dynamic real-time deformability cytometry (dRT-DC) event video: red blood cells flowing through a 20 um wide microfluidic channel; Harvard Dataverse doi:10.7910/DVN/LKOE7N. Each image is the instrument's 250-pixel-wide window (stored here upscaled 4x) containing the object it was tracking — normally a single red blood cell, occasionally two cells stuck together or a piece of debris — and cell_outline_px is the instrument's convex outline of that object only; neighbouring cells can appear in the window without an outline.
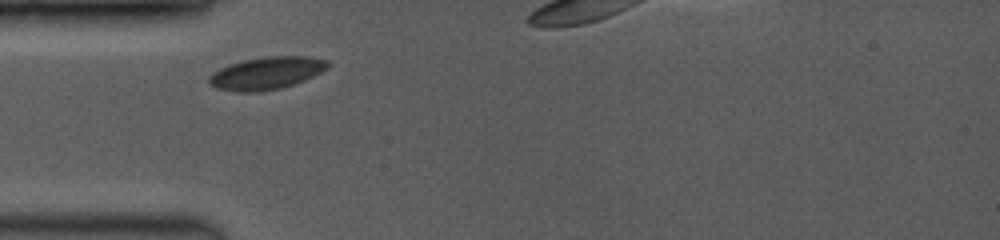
{"species": "common noctule bat (a hibernating species)", "species_latin": "Nyctalus noctula", "temperature_condition": "room temperature", "stored_images_in_passage": 8, "segment_of_instrument_passage": [1, 2], "camera_frame_rate_fps": 3500, "um_per_image_px": 0.085, "animal": {"sex": "female", "body_mass_g": 19.0, "forearm_length_mm": 53.3}, "frame": {"image": 1, "passage_image": 1, "time_ms": 0.0, "image_size_px": [1000, 240], "cell_outline_px": [[332, 64], [328, 68], [304, 80], [280, 88], [256, 92], [236, 92], [216, 88], [208, 84], [208, 76], [212, 72], [220, 68], [244, 60], [268, 56], [304, 56], [328, 60]], "centroid_in_image_um": [22.63, 6.22], "position_along_channel_um": 62.4, "area_um2": 22.43}}
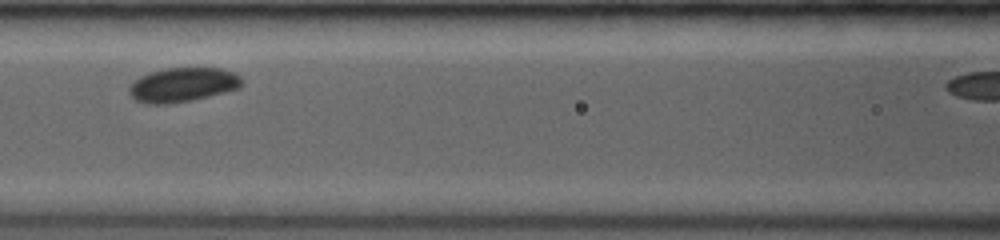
{"frame": {"image": 2, "passage_image": 4, "time_ms": 2.286, "image_size_px": [1000, 240], "cell_outline_px": [[244, 84], [240, 88], [192, 100], [168, 104], [148, 104], [136, 100], [128, 92], [128, 88], [140, 76], [164, 68], [220, 68], [232, 72], [240, 76], [244, 80]], "centroid_in_image_um": [15.56, 7.21], "position_along_channel_um": 151.0, "area_um2": 22.48}}
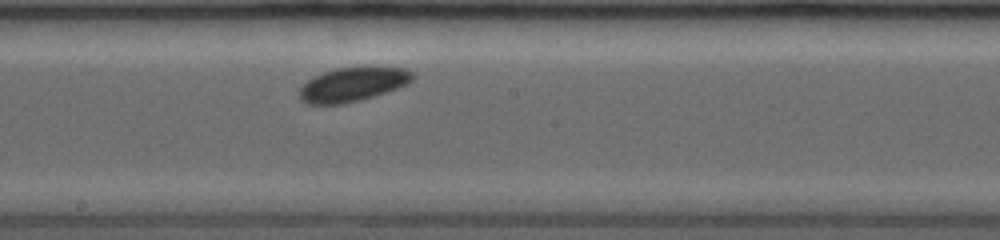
{"frame": {"image": 3, "passage_image": 7, "time_ms": 4.0, "image_size_px": [1000, 240], "cell_outline_px": [[416, 76], [408, 84], [360, 100], [344, 104], [308, 104], [300, 100], [300, 88], [312, 76], [336, 68], [408, 68]], "centroid_in_image_um": [29.97, 7.18], "position_along_channel_um": 218.2, "area_um2": 22.14}}